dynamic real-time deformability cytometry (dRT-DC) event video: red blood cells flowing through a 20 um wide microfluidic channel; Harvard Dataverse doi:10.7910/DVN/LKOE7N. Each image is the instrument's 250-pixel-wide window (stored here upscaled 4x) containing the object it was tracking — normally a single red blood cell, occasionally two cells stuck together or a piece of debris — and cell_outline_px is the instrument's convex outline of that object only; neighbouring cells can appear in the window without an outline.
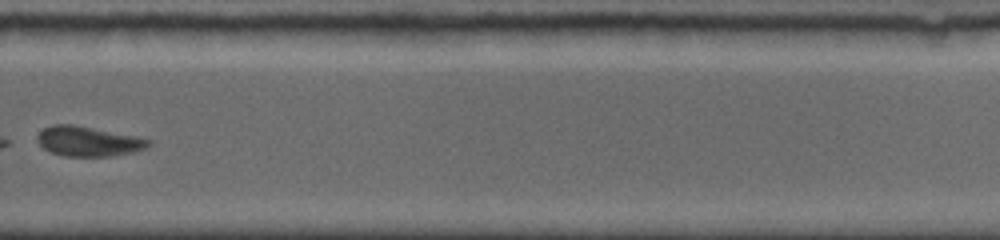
{"species": "common noctule bat (a hibernating species)", "species_latin": "Nyctalus noctula", "temperature_condition": "room temperature", "stored_images_in_passage": 15, "camera_frame_rate_fps": 5000, "um_per_image_px": 0.085, "animal": {"sex": "female", "body_mass_g": 19.0, "forearm_length_mm": 56.7}, "frame": {"image": 1, "passage_image": 11, "time_ms": 8.4, "image_size_px": [1000, 240], "cell_outline_px": [[152, 144], [144, 148], [132, 152], [108, 156], [64, 156], [52, 152], [44, 148], [36, 140], [36, 136], [44, 128], [52, 124], [72, 124], [140, 136], [152, 140]], "centroid_in_image_um": [7.53, 11.99], "position_along_channel_um": 322.3, "area_um2": 19.42}}